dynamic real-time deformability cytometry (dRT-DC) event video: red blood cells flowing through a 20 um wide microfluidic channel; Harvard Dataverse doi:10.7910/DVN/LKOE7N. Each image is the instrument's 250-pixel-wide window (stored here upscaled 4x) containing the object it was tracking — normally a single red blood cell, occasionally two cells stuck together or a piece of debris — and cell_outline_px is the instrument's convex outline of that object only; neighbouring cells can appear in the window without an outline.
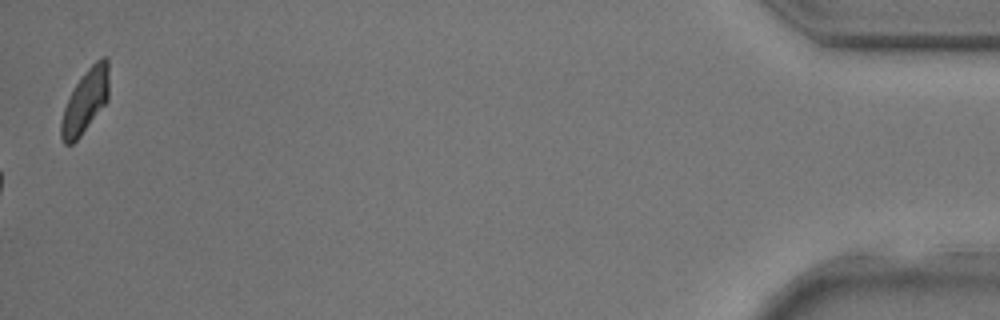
{"species": "common noctule bat (a hibernating species)", "species_latin": "Nyctalus noctula", "temperature_condition": "room temperature", "stored_images_in_passage": 31, "camera_frame_rate_fps": 3000, "um_per_image_px": 0.085, "animal": {"sex": "male", "body_mass_g": 17.9, "forearm_length_mm": 54.2}, "frame": {"image": 1, "passage_image": 31, "time_ms": 10.0, "image_size_px": [1000, 320], "cell_outline_px": [[108, 100], [80, 136], [72, 144], [64, 144], [60, 136], [60, 124], [64, 108], [76, 84], [84, 72], [96, 60], [104, 56], [108, 56]], "centroid_in_image_um": [7.25, 8.59], "position_along_channel_um": 427.9, "area_um2": 17.46}}